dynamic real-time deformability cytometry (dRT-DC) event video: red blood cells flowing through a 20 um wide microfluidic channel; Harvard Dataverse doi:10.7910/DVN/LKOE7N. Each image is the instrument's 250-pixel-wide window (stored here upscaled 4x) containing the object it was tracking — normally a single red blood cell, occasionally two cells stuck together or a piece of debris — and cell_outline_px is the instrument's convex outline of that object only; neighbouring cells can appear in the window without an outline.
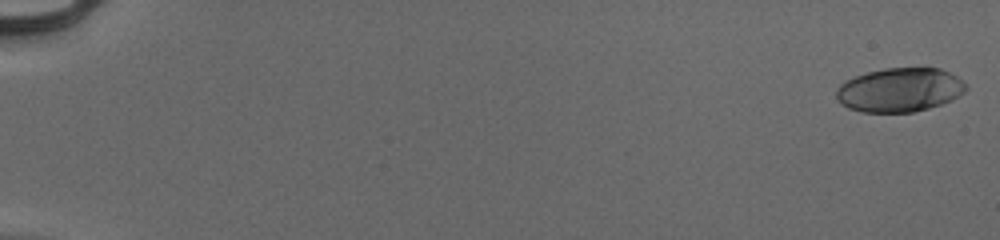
{"species": "human", "species_latin": "Homo sapiens", "temperature_condition": "cold", "stored_images_in_passage": 54, "camera_frame_rate_fps": 3000, "um_per_image_px": 0.085, "donor": {"sex": "male"}, "frame": {"image": 1, "passage_image": 1, "time_ms": 0.0, "image_size_px": [1000, 240], "cell_outline_px": [[968, 88], [964, 92], [940, 104], [928, 108], [912, 112], [864, 112], [848, 108], [836, 96], [836, 92], [840, 84], [856, 76], [868, 72], [884, 68], [940, 68], [956, 76]], "centroid_in_image_um": [76.46, 7.63], "position_along_channel_um": 8.5, "area_um2": 32.66}}
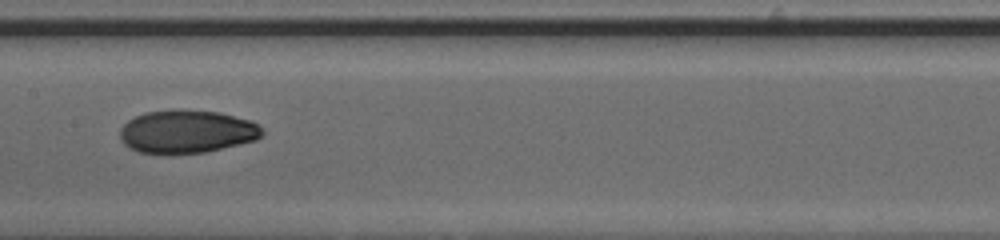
{"frame": {"image": 2, "passage_image": 30, "time_ms": 9.667, "image_size_px": [1000, 240], "cell_outline_px": [[264, 132], [256, 140], [204, 152], [164, 156], [136, 152], [128, 148], [120, 140], [120, 128], [128, 120], [144, 112], [172, 108], [180, 108], [220, 112], [248, 120], [256, 124]], "centroid_in_image_um": [15.79, 11.2], "position_along_channel_um": 191.6, "area_um2": 36.59}}
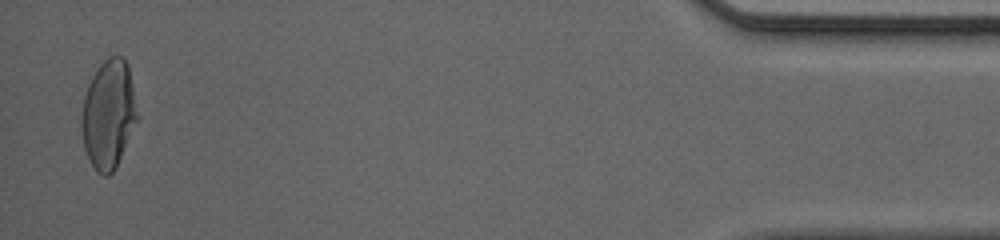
{"frame": {"image": 3, "passage_image": 53, "time_ms": 17.333, "image_size_px": [1000, 240], "cell_outline_px": [[140, 116], [116, 168], [108, 176], [104, 176], [96, 172], [84, 148], [80, 124], [80, 116], [84, 96], [88, 84], [92, 76], [100, 64], [108, 56], [124, 56], [128, 64]], "centroid_in_image_um": [9.24, 9.71], "position_along_channel_um": 426.0, "area_um2": 36.01}, "authors_computed_cell_mechanics": {"area_um2": 34.5644, "velocity_mm_per_s": 4.0075, "shape_relaxation_time_tau1_ms": 7.6611, "shape_relaxation_time_tau2_ms": 2.104, "deformation_change_tau1": 0.2408, "deformation_change_tau2": 0.0417}}